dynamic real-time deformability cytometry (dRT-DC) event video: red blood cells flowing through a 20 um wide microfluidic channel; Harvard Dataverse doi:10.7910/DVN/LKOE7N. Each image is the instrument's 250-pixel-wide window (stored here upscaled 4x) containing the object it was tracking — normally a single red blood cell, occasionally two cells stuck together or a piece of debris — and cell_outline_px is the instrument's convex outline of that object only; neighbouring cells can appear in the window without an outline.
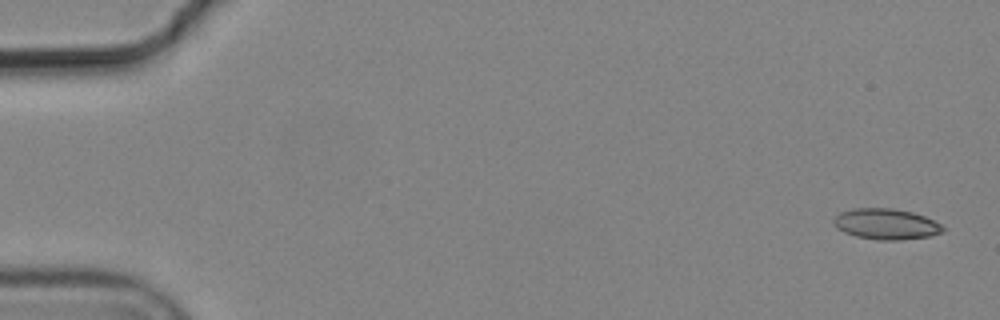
{"species": "common noctule bat (a hibernating species)", "species_latin": "Nyctalus noctula", "temperature_condition": "cold", "stored_images_in_passage": 8, "camera_frame_rate_fps": 3000, "um_per_image_px": 0.085, "animal": {"sex": "male", "body_mass_g": 19.2, "forearm_length_mm": 51.8}, "frame": {"image": 1, "passage_image": 1, "time_ms": 0.0, "image_size_px": [1000, 320], "cell_outline_px": [[944, 232], [928, 236], [900, 240], [880, 240], [856, 236], [844, 232], [836, 228], [832, 220], [840, 212], [852, 208], [892, 208], [912, 212], [924, 216], [940, 224], [944, 228]], "centroid_in_image_um": [75.29, 19.04], "position_along_channel_um": 9.7, "area_um2": 19.54}}
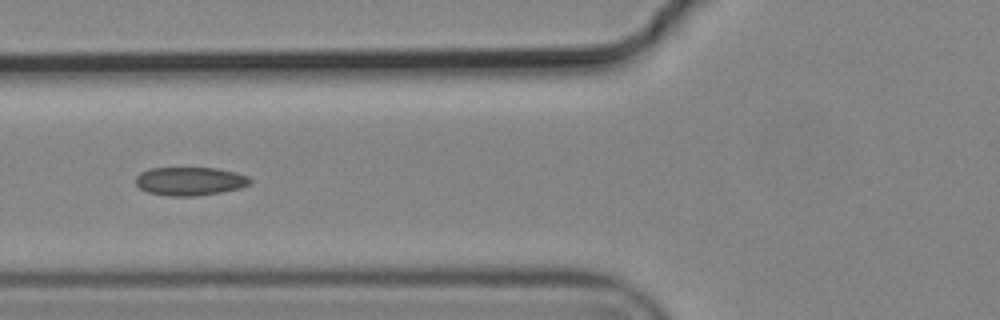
{"frame": {"image": 2, "passage_image": 6, "time_ms": 1.667, "image_size_px": [1000, 320], "cell_outline_px": [[252, 184], [240, 188], [220, 192], [196, 196], [168, 196], [148, 192], [140, 188], [136, 184], [136, 176], [140, 172], [148, 168], [216, 168], [236, 172], [248, 176], [252, 180]], "centroid_in_image_um": [16.16, 15.4], "position_along_channel_um": 109.6, "area_um2": 19.07}}
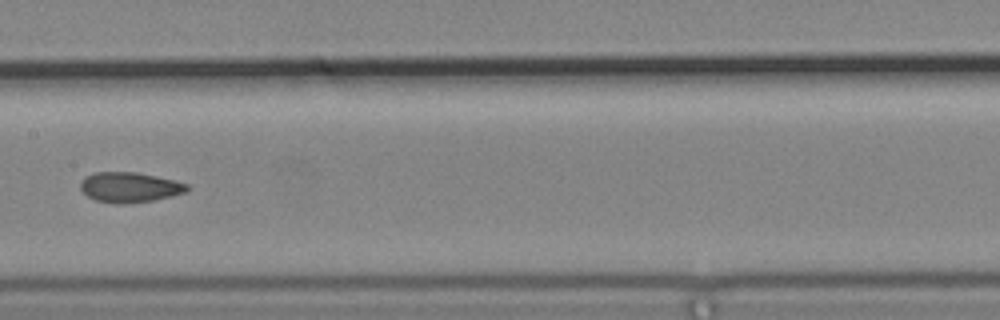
{"frame": {"image": 3, "passage_image": 8, "time_ms": 2.333, "image_size_px": [1000, 320], "cell_outline_px": [[188, 192], [172, 196], [152, 200], [124, 204], [96, 200], [88, 196], [80, 188], [80, 184], [84, 176], [96, 172], [136, 172], [176, 180], [188, 184]], "centroid_in_image_um": [11.04, 15.9], "position_along_channel_um": 196.4, "area_um2": 18.67}}